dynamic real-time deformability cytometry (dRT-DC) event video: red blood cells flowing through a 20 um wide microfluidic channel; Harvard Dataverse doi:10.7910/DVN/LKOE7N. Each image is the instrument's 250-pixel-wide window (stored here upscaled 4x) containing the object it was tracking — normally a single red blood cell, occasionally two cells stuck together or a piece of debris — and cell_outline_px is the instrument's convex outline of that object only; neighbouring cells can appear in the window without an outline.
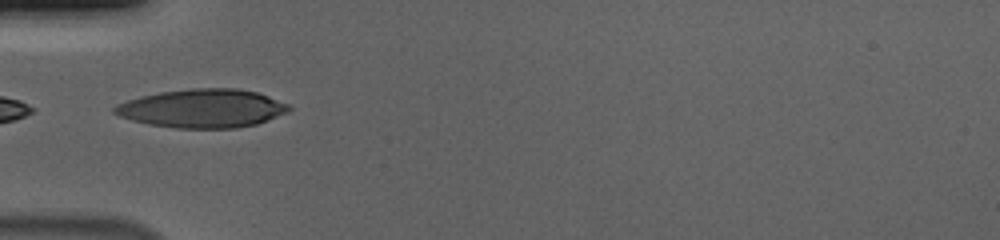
{"species": "human", "species_latin": "Homo sapiens", "temperature_condition": "cold", "stored_images_in_passage": 38, "camera_frame_rate_fps": 3000, "um_per_image_px": 0.085, "donor": {"sex": "male"}, "frame": {"image": 1, "passage_image": 1, "time_ms": 0.0, "image_size_px": [1000, 240], "cell_outline_px": [[292, 108], [288, 112], [268, 120], [256, 124], [236, 128], [176, 128], [148, 124], [132, 120], [120, 116], [112, 112], [112, 108], [116, 104], [140, 96], [160, 92], [192, 88], [236, 88], [256, 92], [292, 104]], "centroid_in_image_um": [17.23, 9.21], "position_along_channel_um": 67.8, "area_um2": 39.36}, "authors_computed_cell_mechanics": {"area_um2": 37.1943, "velocity_mm_per_s": 3.7009, "shape_relaxation_time_tau1_ms": 4.2228, "shape_relaxation_time_tau2_ms": null, "deformation_change_tau1": 0.2174, "deformation_change_tau2": null}}